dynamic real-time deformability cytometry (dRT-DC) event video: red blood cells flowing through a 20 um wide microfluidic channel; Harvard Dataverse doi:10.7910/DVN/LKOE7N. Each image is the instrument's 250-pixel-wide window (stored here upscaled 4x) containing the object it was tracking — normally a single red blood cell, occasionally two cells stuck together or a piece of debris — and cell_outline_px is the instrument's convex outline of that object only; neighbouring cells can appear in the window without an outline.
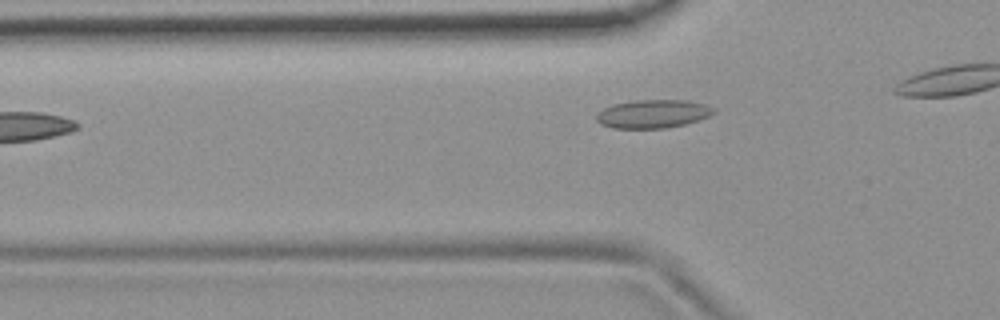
{"species": "common noctule bat (a hibernating species)", "species_latin": "Nyctalus noctula", "temperature_condition": "room temperature", "stored_images_in_passage": 2, "camera_frame_rate_fps": 3000, "um_per_image_px": 0.085, "animal": {"sex": "female", "body_mass_g": 19.9}, "frame": {"image": 1, "passage_image": 2, "time_ms": 0.333, "image_size_px": [1000, 320], "cell_outline_px": [[716, 112], [700, 120], [684, 124], [664, 128], [612, 128], [600, 124], [596, 120], [596, 116], [604, 108], [612, 104], [636, 100], [688, 100], [704, 104], [716, 108]], "centroid_in_image_um": [55.52, 9.67], "position_along_channel_um": 70.3, "area_um2": 19.42}}